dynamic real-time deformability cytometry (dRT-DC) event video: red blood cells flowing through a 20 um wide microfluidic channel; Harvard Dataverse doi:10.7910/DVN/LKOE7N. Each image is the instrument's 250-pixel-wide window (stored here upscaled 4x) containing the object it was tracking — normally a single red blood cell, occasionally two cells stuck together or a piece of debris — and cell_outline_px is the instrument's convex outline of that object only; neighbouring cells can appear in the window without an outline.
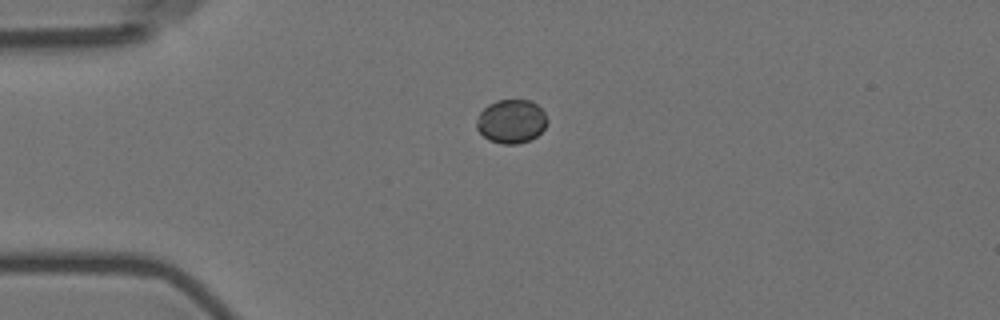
{"species": "Egyptian fruit bat (a non-hibernating species)", "species_latin": "Rousettus aegyptiacus", "temperature_condition": "room temperature", "stored_images_in_passage": 2, "camera_frame_rate_fps": 3000, "um_per_image_px": 0.085, "animal": {"sex": "female"}, "frame": {"image": 1, "passage_image": 1, "time_ms": 0.0, "image_size_px": [1000, 320], "cell_outline_px": [[548, 120], [544, 128], [536, 136], [528, 140], [516, 144], [504, 144], [488, 140], [476, 128], [476, 120], [480, 112], [488, 104], [496, 100], [528, 100], [536, 104], [544, 112]], "centroid_in_image_um": [43.44, 10.31], "position_along_channel_um": 41.6, "area_um2": 17.92}}